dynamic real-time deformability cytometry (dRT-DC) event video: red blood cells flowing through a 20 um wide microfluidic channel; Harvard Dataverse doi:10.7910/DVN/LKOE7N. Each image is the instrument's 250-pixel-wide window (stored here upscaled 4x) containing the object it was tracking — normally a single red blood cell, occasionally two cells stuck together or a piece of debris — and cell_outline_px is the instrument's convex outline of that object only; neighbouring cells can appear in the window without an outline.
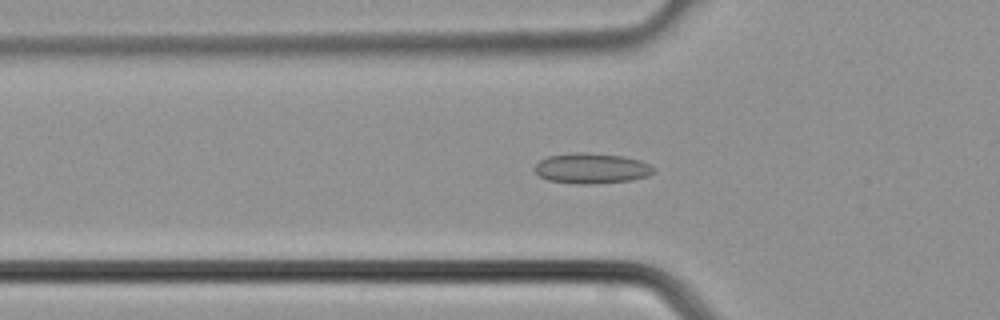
{"species": "common noctule bat (a hibernating species)", "species_latin": "Nyctalus noctula", "temperature_condition": "cold", "stored_images_in_passage": 34, "segment_of_instrument_passage": [1, 2], "camera_frame_rate_fps": 3000, "um_per_image_px": 0.085, "animal": {"sex": "male", "body_mass_g": 21.5, "forearm_length_mm": 52.0}, "frame": {"image": 1, "passage_image": 12, "time_ms": 3.667, "image_size_px": [1000, 320], "cell_outline_px": [[656, 172], [648, 176], [632, 180], [592, 184], [572, 184], [548, 180], [540, 176], [532, 168], [540, 160], [548, 156], [572, 152], [584, 152], [624, 156], [640, 160], [656, 168]], "centroid_in_image_um": [50.29, 14.31], "position_along_channel_um": 75.5, "area_um2": 21.39}}
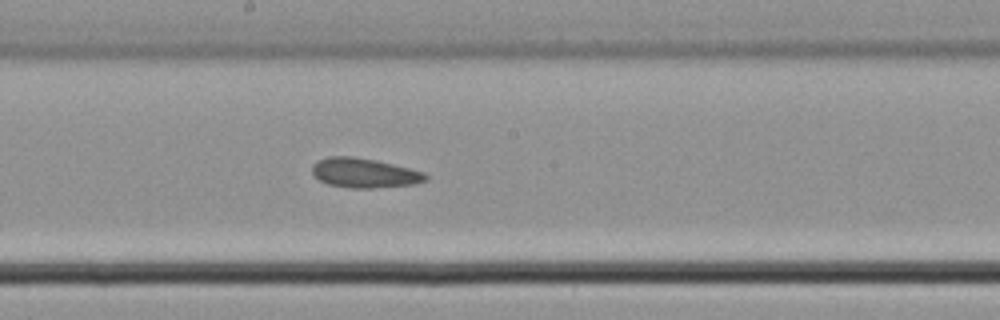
{"frame": {"image": 2, "passage_image": 20, "time_ms": 6.333, "image_size_px": [1000, 320], "cell_outline_px": [[428, 180], [416, 184], [372, 188], [348, 188], [328, 184], [320, 180], [312, 172], [312, 164], [316, 160], [328, 156], [352, 156], [376, 160], [424, 172], [428, 176]], "centroid_in_image_um": [30.96, 14.7], "position_along_channel_um": 217.2, "area_um2": 19.65}}
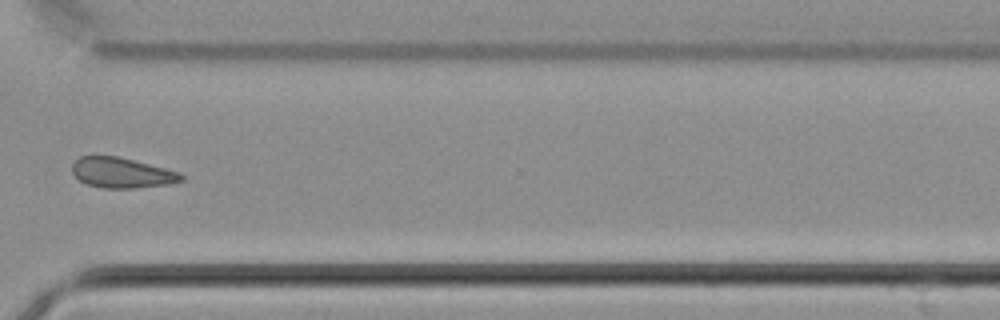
{"frame": {"image": 3, "passage_image": 28, "time_ms": 9.0, "image_size_px": [1000, 320], "cell_outline_px": [[184, 180], [168, 184], [136, 188], [104, 188], [88, 184], [80, 180], [72, 172], [72, 164], [80, 156], [116, 156], [180, 172], [184, 176]], "centroid_in_image_um": [10.36, 14.69], "position_along_channel_um": 360.2, "area_um2": 19.02}}